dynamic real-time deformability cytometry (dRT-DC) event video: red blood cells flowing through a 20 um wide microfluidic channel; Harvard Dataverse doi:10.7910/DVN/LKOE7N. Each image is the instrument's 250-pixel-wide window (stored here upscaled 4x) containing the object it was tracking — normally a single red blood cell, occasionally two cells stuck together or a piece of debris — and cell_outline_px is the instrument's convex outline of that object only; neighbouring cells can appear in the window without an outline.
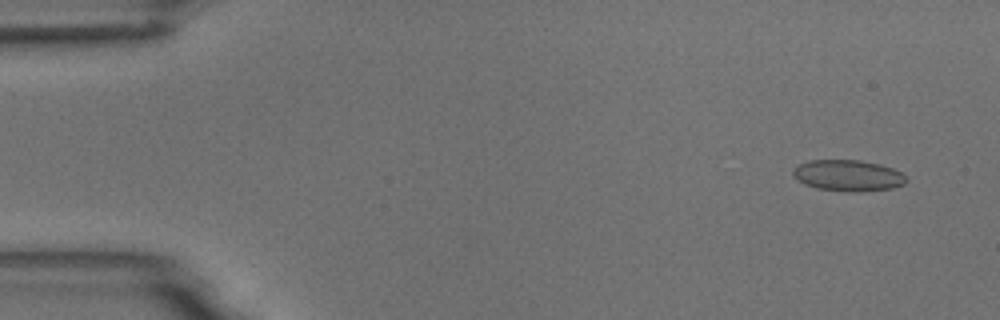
{"species": "common noctule bat (a hibernating species)", "species_latin": "Nyctalus noctula", "temperature_condition": "room temperature", "stored_images_in_passage": 54, "camera_frame_rate_fps": 3000, "um_per_image_px": 0.085, "animal": {"sex": "male", "body_mass_g": 18.8}, "frame": {"image": 1, "passage_image": 4, "time_ms": 1.0, "image_size_px": [1000, 320], "cell_outline_px": [[908, 180], [904, 184], [892, 188], [860, 192], [844, 192], [816, 188], [804, 184], [792, 172], [792, 168], [796, 164], [808, 160], [860, 160], [880, 164], [892, 168], [900, 172]], "centroid_in_image_um": [72.07, 14.92], "position_along_channel_um": 12.9, "area_um2": 20.75}}
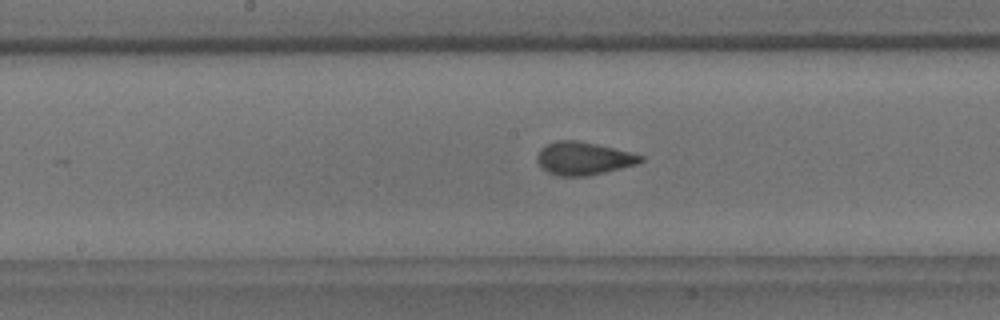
{"frame": {"image": 2, "passage_image": 28, "time_ms": 9.0, "image_size_px": [1000, 320], "cell_outline_px": [[644, 160], [636, 164], [588, 176], [560, 176], [548, 172], [536, 160], [536, 156], [540, 148], [556, 140], [576, 140], [596, 144], [644, 156]], "centroid_in_image_um": [49.56, 13.46], "position_along_channel_um": 198.6, "area_um2": 19.59}}
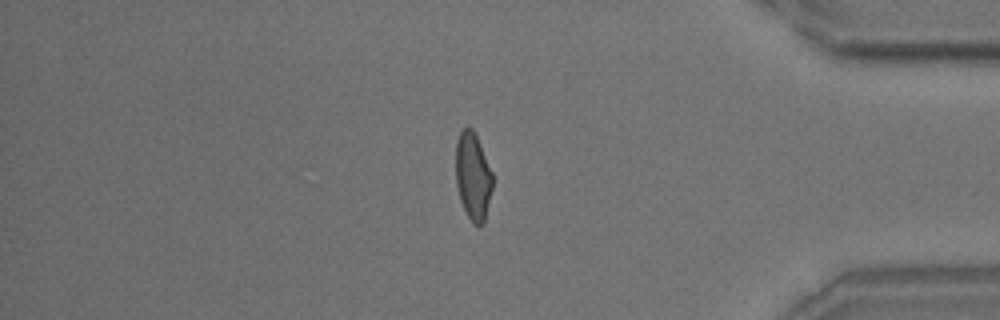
{"frame": {"image": 3, "passage_image": 46, "time_ms": 15.0, "image_size_px": [1000, 320], "cell_outline_px": [[492, 188], [484, 220], [480, 224], [472, 224], [460, 200], [456, 184], [456, 140], [460, 132], [468, 124], [472, 128], [476, 136], [492, 172]], "centroid_in_image_um": [40.18, 14.94], "position_along_channel_um": 395.0, "area_um2": 18.5}, "authors_computed_cell_mechanics": {"area_um2": 19.5075, "velocity_mm_per_s": 3.7544, "shape_relaxation_time_tau1_ms": 7.7226, "shape_relaxation_time_tau2_ms": 0.6277, "deformation_change_tau1": 0.1576, "deformation_change_tau2": 0.0484}}